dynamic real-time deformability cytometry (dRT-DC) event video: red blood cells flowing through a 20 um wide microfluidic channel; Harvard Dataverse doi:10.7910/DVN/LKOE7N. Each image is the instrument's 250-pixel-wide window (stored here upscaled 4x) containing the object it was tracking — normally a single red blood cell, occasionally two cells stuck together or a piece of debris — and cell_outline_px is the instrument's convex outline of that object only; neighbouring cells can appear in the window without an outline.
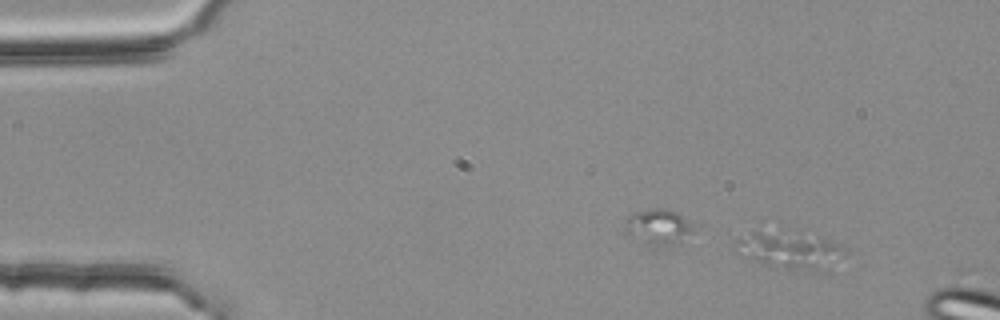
{"species": "common noctule bat (a hibernating species)", "species_latin": "Nyctalus noctula", "temperature_condition": "room temperature", "stored_images_in_passage": 8, "segment_of_instrument_passage": [1, 2], "camera_frame_rate_fps": 3000, "um_per_image_px": 0.085, "animal": {"sex": "female", "body_mass_g": 25.1}, "frame": {"image": 1, "passage_image": 1, "time_ms": 0.0, "image_size_px": [1000, 320], "cell_outline_px": [[848, 248], [844, 252], [804, 264], [784, 268], [772, 268], [740, 256], [736, 252], [736, 240], [764, 220], [780, 220], [840, 244]], "centroid_in_image_um": [66.68, 20.85], "position_along_channel_um": 18.3, "area_um2": 24.62}}